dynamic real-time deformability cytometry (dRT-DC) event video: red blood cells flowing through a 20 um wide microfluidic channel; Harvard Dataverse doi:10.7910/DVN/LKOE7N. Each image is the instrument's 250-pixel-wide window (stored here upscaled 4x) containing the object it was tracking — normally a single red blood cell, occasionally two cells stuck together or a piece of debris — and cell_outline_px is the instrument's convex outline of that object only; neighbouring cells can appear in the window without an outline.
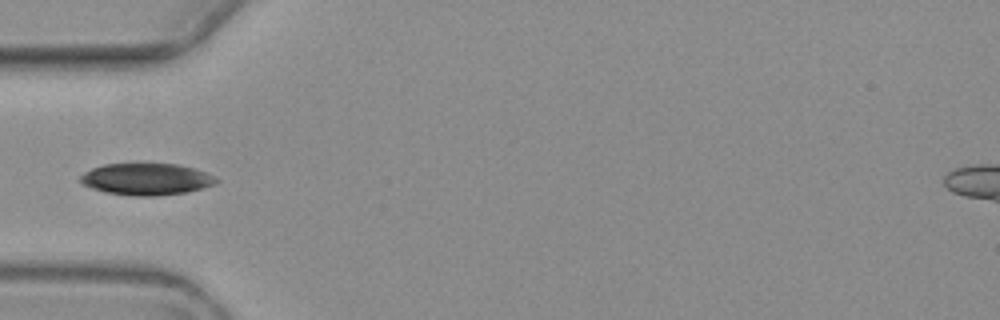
{"species": "common noctule bat (a hibernating species)", "species_latin": "Nyctalus noctula", "temperature_condition": "warm", "stored_images_in_passage": 5, "camera_frame_rate_fps": 3000, "um_per_image_px": 0.085, "animal": {"sex": "female", "body_mass_g": 19.3, "forearm_length_mm": 54.1}, "frame": {"image": 1, "passage_image": 5, "time_ms": 4.667, "image_size_px": [1000, 320], "cell_outline_px": [[220, 180], [216, 184], [184, 192], [156, 196], [136, 196], [104, 192], [80, 184], [80, 176], [84, 172], [92, 168], [104, 164], [136, 160], [144, 160], [176, 164], [192, 168], [216, 176]], "centroid_in_image_um": [12.39, 15.17], "position_along_channel_um": 72.6, "area_um2": 26.18}}